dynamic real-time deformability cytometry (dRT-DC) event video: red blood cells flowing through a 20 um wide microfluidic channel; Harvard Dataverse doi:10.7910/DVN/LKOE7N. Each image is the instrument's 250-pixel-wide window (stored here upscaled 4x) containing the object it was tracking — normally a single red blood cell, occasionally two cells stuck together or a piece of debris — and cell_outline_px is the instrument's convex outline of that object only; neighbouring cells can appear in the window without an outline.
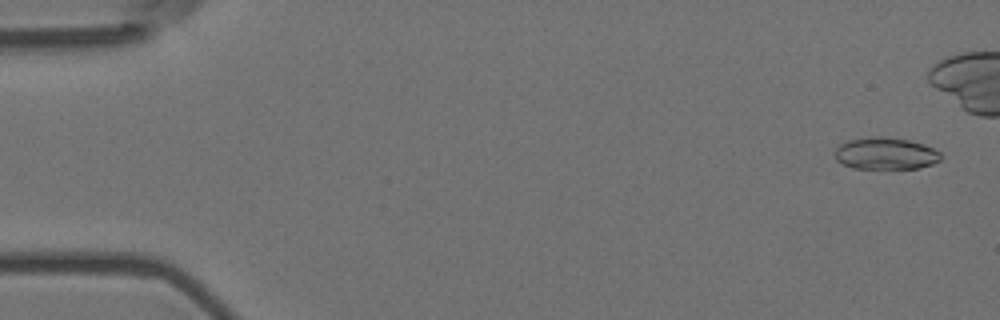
{"species": "Egyptian fruit bat (a non-hibernating species)", "species_latin": "Rousettus aegyptiacus", "temperature_condition": "room temperature", "stored_images_in_passage": 6, "camera_frame_rate_fps": 3000, "um_per_image_px": 0.085, "animal": {"sex": "female"}, "frame": {"image": 1, "passage_image": 1, "time_ms": 0.0, "image_size_px": [1000, 320], "cell_outline_px": [[940, 160], [932, 164], [916, 168], [852, 168], [836, 160], [836, 148], [840, 144], [848, 140], [876, 136], [880, 136], [908, 140], [924, 144], [940, 152]], "centroid_in_image_um": [75.27, 13.04], "position_along_channel_um": 9.7, "area_um2": 19.48}}